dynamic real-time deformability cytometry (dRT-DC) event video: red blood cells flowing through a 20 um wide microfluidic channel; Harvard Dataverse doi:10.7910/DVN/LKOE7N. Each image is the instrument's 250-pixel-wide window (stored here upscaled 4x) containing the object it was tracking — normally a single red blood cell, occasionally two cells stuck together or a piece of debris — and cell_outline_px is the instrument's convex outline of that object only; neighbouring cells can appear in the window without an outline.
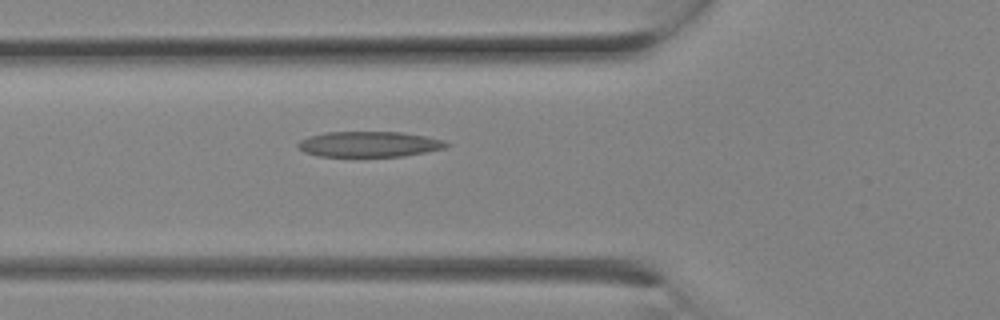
{"species": "Egyptian fruit bat (a non-hibernating species)", "species_latin": "Rousettus aegyptiacus", "temperature_condition": "room temperature", "stored_images_in_passage": 9, "camera_frame_rate_fps": 3000, "um_per_image_px": 0.085, "animal": {"sex": "female"}, "frame": {"image": 1, "passage_image": 9, "time_ms": 2.667, "image_size_px": [1000, 320], "cell_outline_px": [[452, 144], [444, 148], [404, 156], [320, 156], [304, 152], [296, 144], [300, 140], [308, 136], [324, 132], [400, 132], [424, 136], [444, 140]], "centroid_in_image_um": [31.37, 12.25], "position_along_channel_um": 94.4, "area_um2": 21.96}}